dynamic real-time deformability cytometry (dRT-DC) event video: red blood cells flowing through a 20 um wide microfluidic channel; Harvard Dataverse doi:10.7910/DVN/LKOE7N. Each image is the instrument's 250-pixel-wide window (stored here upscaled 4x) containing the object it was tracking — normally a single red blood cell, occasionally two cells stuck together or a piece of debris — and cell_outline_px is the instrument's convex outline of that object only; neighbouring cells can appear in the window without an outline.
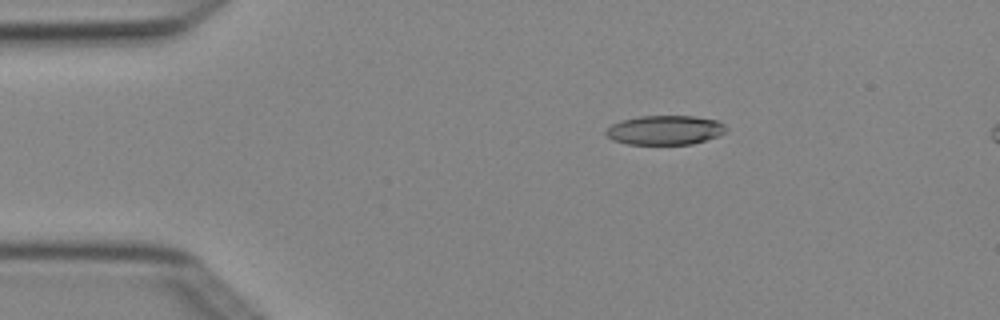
{"species": "Egyptian fruit bat (a non-hibernating species)", "species_latin": "Rousettus aegyptiacus", "temperature_condition": "cold", "stored_images_in_passage": 5, "camera_frame_rate_fps": 3000, "um_per_image_px": 0.085, "animal": {"sex": "female"}, "frame": {"image": 1, "passage_image": 3, "time_ms": 0.667, "image_size_px": [1000, 320], "cell_outline_px": [[728, 128], [724, 132], [716, 136], [692, 144], [628, 144], [612, 140], [604, 132], [612, 124], [620, 120], [640, 116], [696, 116], [716, 120], [724, 124]], "centroid_in_image_um": [56.5, 11.05], "position_along_channel_um": 28.5, "area_um2": 20.46}}